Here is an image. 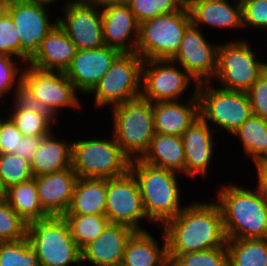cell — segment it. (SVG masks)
Segmentation results:
<instances>
[{
  "instance_id": "cell-1",
  "label": "cell",
  "mask_w": 267,
  "mask_h": 266,
  "mask_svg": "<svg viewBox=\"0 0 267 266\" xmlns=\"http://www.w3.org/2000/svg\"><path fill=\"white\" fill-rule=\"evenodd\" d=\"M168 261L183 253L226 246L222 212L215 202L195 201L163 226Z\"/></svg>"
},
{
  "instance_id": "cell-2",
  "label": "cell",
  "mask_w": 267,
  "mask_h": 266,
  "mask_svg": "<svg viewBox=\"0 0 267 266\" xmlns=\"http://www.w3.org/2000/svg\"><path fill=\"white\" fill-rule=\"evenodd\" d=\"M216 192L227 239H267V197L257 187L226 183Z\"/></svg>"
},
{
  "instance_id": "cell-3",
  "label": "cell",
  "mask_w": 267,
  "mask_h": 266,
  "mask_svg": "<svg viewBox=\"0 0 267 266\" xmlns=\"http://www.w3.org/2000/svg\"><path fill=\"white\" fill-rule=\"evenodd\" d=\"M130 171L137 179L142 205L152 224L163 226L186 206L181 203L179 173L150 166L140 159L131 161Z\"/></svg>"
},
{
  "instance_id": "cell-4",
  "label": "cell",
  "mask_w": 267,
  "mask_h": 266,
  "mask_svg": "<svg viewBox=\"0 0 267 266\" xmlns=\"http://www.w3.org/2000/svg\"><path fill=\"white\" fill-rule=\"evenodd\" d=\"M111 110L116 143L131 161L141 159L155 135L153 103L139 97Z\"/></svg>"
},
{
  "instance_id": "cell-5",
  "label": "cell",
  "mask_w": 267,
  "mask_h": 266,
  "mask_svg": "<svg viewBox=\"0 0 267 266\" xmlns=\"http://www.w3.org/2000/svg\"><path fill=\"white\" fill-rule=\"evenodd\" d=\"M112 138L72 141V169L79 178L109 179L126 174L131 160Z\"/></svg>"
},
{
  "instance_id": "cell-6",
  "label": "cell",
  "mask_w": 267,
  "mask_h": 266,
  "mask_svg": "<svg viewBox=\"0 0 267 266\" xmlns=\"http://www.w3.org/2000/svg\"><path fill=\"white\" fill-rule=\"evenodd\" d=\"M26 237L38 256L40 266H82L81 250L62 216L28 223Z\"/></svg>"
},
{
  "instance_id": "cell-7",
  "label": "cell",
  "mask_w": 267,
  "mask_h": 266,
  "mask_svg": "<svg viewBox=\"0 0 267 266\" xmlns=\"http://www.w3.org/2000/svg\"><path fill=\"white\" fill-rule=\"evenodd\" d=\"M213 83L198 84L199 116L209 126L214 125L212 129L220 128L222 134L225 130L232 135L252 115L248 95L243 91L211 87Z\"/></svg>"
},
{
  "instance_id": "cell-8",
  "label": "cell",
  "mask_w": 267,
  "mask_h": 266,
  "mask_svg": "<svg viewBox=\"0 0 267 266\" xmlns=\"http://www.w3.org/2000/svg\"><path fill=\"white\" fill-rule=\"evenodd\" d=\"M191 24L187 7L140 23L137 53L143 60L172 59Z\"/></svg>"
},
{
  "instance_id": "cell-9",
  "label": "cell",
  "mask_w": 267,
  "mask_h": 266,
  "mask_svg": "<svg viewBox=\"0 0 267 266\" xmlns=\"http://www.w3.org/2000/svg\"><path fill=\"white\" fill-rule=\"evenodd\" d=\"M247 41L237 38L219 43L214 79L220 88L246 92L267 69V62L258 60Z\"/></svg>"
},
{
  "instance_id": "cell-10",
  "label": "cell",
  "mask_w": 267,
  "mask_h": 266,
  "mask_svg": "<svg viewBox=\"0 0 267 266\" xmlns=\"http://www.w3.org/2000/svg\"><path fill=\"white\" fill-rule=\"evenodd\" d=\"M142 65L143 59L137 53H121L89 93L94 96L95 107L113 108L139 98Z\"/></svg>"
},
{
  "instance_id": "cell-11",
  "label": "cell",
  "mask_w": 267,
  "mask_h": 266,
  "mask_svg": "<svg viewBox=\"0 0 267 266\" xmlns=\"http://www.w3.org/2000/svg\"><path fill=\"white\" fill-rule=\"evenodd\" d=\"M180 67L171 59L143 60L140 97L151 103L182 101L189 84L198 87V83Z\"/></svg>"
},
{
  "instance_id": "cell-12",
  "label": "cell",
  "mask_w": 267,
  "mask_h": 266,
  "mask_svg": "<svg viewBox=\"0 0 267 266\" xmlns=\"http://www.w3.org/2000/svg\"><path fill=\"white\" fill-rule=\"evenodd\" d=\"M50 5L44 0L13 1L2 5L17 28L20 39V60L25 64H28L39 49L43 38L58 24L56 17L51 18Z\"/></svg>"
},
{
  "instance_id": "cell-13",
  "label": "cell",
  "mask_w": 267,
  "mask_h": 266,
  "mask_svg": "<svg viewBox=\"0 0 267 266\" xmlns=\"http://www.w3.org/2000/svg\"><path fill=\"white\" fill-rule=\"evenodd\" d=\"M109 223L121 224L134 231H145L141 220L151 223L144 211L137 179L129 170L126 174L107 179L106 211Z\"/></svg>"
},
{
  "instance_id": "cell-14",
  "label": "cell",
  "mask_w": 267,
  "mask_h": 266,
  "mask_svg": "<svg viewBox=\"0 0 267 266\" xmlns=\"http://www.w3.org/2000/svg\"><path fill=\"white\" fill-rule=\"evenodd\" d=\"M25 66L22 80L56 118L61 109L79 110L82 107L77 91L65 72L40 70L29 64Z\"/></svg>"
},
{
  "instance_id": "cell-15",
  "label": "cell",
  "mask_w": 267,
  "mask_h": 266,
  "mask_svg": "<svg viewBox=\"0 0 267 266\" xmlns=\"http://www.w3.org/2000/svg\"><path fill=\"white\" fill-rule=\"evenodd\" d=\"M63 16L58 25L75 44L77 50L96 49L105 46L101 8L94 1L63 4Z\"/></svg>"
},
{
  "instance_id": "cell-16",
  "label": "cell",
  "mask_w": 267,
  "mask_h": 266,
  "mask_svg": "<svg viewBox=\"0 0 267 266\" xmlns=\"http://www.w3.org/2000/svg\"><path fill=\"white\" fill-rule=\"evenodd\" d=\"M202 32V29L191 23L184 32L177 54L171 59L184 68L198 84L215 81L219 45L211 44Z\"/></svg>"
},
{
  "instance_id": "cell-17",
  "label": "cell",
  "mask_w": 267,
  "mask_h": 266,
  "mask_svg": "<svg viewBox=\"0 0 267 266\" xmlns=\"http://www.w3.org/2000/svg\"><path fill=\"white\" fill-rule=\"evenodd\" d=\"M120 54V51L108 46L77 50L70 67L65 72L66 77L78 93L88 95Z\"/></svg>"
},
{
  "instance_id": "cell-18",
  "label": "cell",
  "mask_w": 267,
  "mask_h": 266,
  "mask_svg": "<svg viewBox=\"0 0 267 266\" xmlns=\"http://www.w3.org/2000/svg\"><path fill=\"white\" fill-rule=\"evenodd\" d=\"M214 132L200 116L185 130L182 142L185 152V175L190 179L206 177L214 155ZM214 138V139H213ZM197 175V176H196Z\"/></svg>"
},
{
  "instance_id": "cell-19",
  "label": "cell",
  "mask_w": 267,
  "mask_h": 266,
  "mask_svg": "<svg viewBox=\"0 0 267 266\" xmlns=\"http://www.w3.org/2000/svg\"><path fill=\"white\" fill-rule=\"evenodd\" d=\"M105 46L121 53H135L140 23L128 5L101 8Z\"/></svg>"
},
{
  "instance_id": "cell-20",
  "label": "cell",
  "mask_w": 267,
  "mask_h": 266,
  "mask_svg": "<svg viewBox=\"0 0 267 266\" xmlns=\"http://www.w3.org/2000/svg\"><path fill=\"white\" fill-rule=\"evenodd\" d=\"M134 232L128 226L109 223L94 241L81 250L82 266L122 264L126 243Z\"/></svg>"
},
{
  "instance_id": "cell-21",
  "label": "cell",
  "mask_w": 267,
  "mask_h": 266,
  "mask_svg": "<svg viewBox=\"0 0 267 266\" xmlns=\"http://www.w3.org/2000/svg\"><path fill=\"white\" fill-rule=\"evenodd\" d=\"M33 178L42 209L50 217L65 215L79 178L72 167Z\"/></svg>"
},
{
  "instance_id": "cell-22",
  "label": "cell",
  "mask_w": 267,
  "mask_h": 266,
  "mask_svg": "<svg viewBox=\"0 0 267 266\" xmlns=\"http://www.w3.org/2000/svg\"><path fill=\"white\" fill-rule=\"evenodd\" d=\"M197 88L189 99L153 103L154 130L163 135L182 136L185 130L199 117Z\"/></svg>"
},
{
  "instance_id": "cell-23",
  "label": "cell",
  "mask_w": 267,
  "mask_h": 266,
  "mask_svg": "<svg viewBox=\"0 0 267 266\" xmlns=\"http://www.w3.org/2000/svg\"><path fill=\"white\" fill-rule=\"evenodd\" d=\"M76 51L75 44L56 24L43 38L39 49L30 58L28 64L40 70L66 72Z\"/></svg>"
},
{
  "instance_id": "cell-24",
  "label": "cell",
  "mask_w": 267,
  "mask_h": 266,
  "mask_svg": "<svg viewBox=\"0 0 267 266\" xmlns=\"http://www.w3.org/2000/svg\"><path fill=\"white\" fill-rule=\"evenodd\" d=\"M200 0L189 7L191 23L199 28L203 25L223 29H243L241 0ZM201 26V27H200Z\"/></svg>"
},
{
  "instance_id": "cell-25",
  "label": "cell",
  "mask_w": 267,
  "mask_h": 266,
  "mask_svg": "<svg viewBox=\"0 0 267 266\" xmlns=\"http://www.w3.org/2000/svg\"><path fill=\"white\" fill-rule=\"evenodd\" d=\"M160 246L151 232L135 231L126 243L122 264L124 266H165L168 262L167 241L162 229Z\"/></svg>"
},
{
  "instance_id": "cell-26",
  "label": "cell",
  "mask_w": 267,
  "mask_h": 266,
  "mask_svg": "<svg viewBox=\"0 0 267 266\" xmlns=\"http://www.w3.org/2000/svg\"><path fill=\"white\" fill-rule=\"evenodd\" d=\"M54 132L53 130L42 138L40 147L34 154L31 161L34 177L62 171L72 165V141L57 138Z\"/></svg>"
},
{
  "instance_id": "cell-27",
  "label": "cell",
  "mask_w": 267,
  "mask_h": 266,
  "mask_svg": "<svg viewBox=\"0 0 267 266\" xmlns=\"http://www.w3.org/2000/svg\"><path fill=\"white\" fill-rule=\"evenodd\" d=\"M140 160L150 166L185 175L182 136L155 133L147 152Z\"/></svg>"
},
{
  "instance_id": "cell-28",
  "label": "cell",
  "mask_w": 267,
  "mask_h": 266,
  "mask_svg": "<svg viewBox=\"0 0 267 266\" xmlns=\"http://www.w3.org/2000/svg\"><path fill=\"white\" fill-rule=\"evenodd\" d=\"M107 179L78 178L65 215H105Z\"/></svg>"
},
{
  "instance_id": "cell-29",
  "label": "cell",
  "mask_w": 267,
  "mask_h": 266,
  "mask_svg": "<svg viewBox=\"0 0 267 266\" xmlns=\"http://www.w3.org/2000/svg\"><path fill=\"white\" fill-rule=\"evenodd\" d=\"M4 199L27 223L50 217L42 209L34 178L8 187Z\"/></svg>"
},
{
  "instance_id": "cell-30",
  "label": "cell",
  "mask_w": 267,
  "mask_h": 266,
  "mask_svg": "<svg viewBox=\"0 0 267 266\" xmlns=\"http://www.w3.org/2000/svg\"><path fill=\"white\" fill-rule=\"evenodd\" d=\"M232 136L242 144L250 160L255 162L267 154V120L251 115Z\"/></svg>"
},
{
  "instance_id": "cell-31",
  "label": "cell",
  "mask_w": 267,
  "mask_h": 266,
  "mask_svg": "<svg viewBox=\"0 0 267 266\" xmlns=\"http://www.w3.org/2000/svg\"><path fill=\"white\" fill-rule=\"evenodd\" d=\"M229 266H267V239H227Z\"/></svg>"
},
{
  "instance_id": "cell-32",
  "label": "cell",
  "mask_w": 267,
  "mask_h": 266,
  "mask_svg": "<svg viewBox=\"0 0 267 266\" xmlns=\"http://www.w3.org/2000/svg\"><path fill=\"white\" fill-rule=\"evenodd\" d=\"M62 217L80 250L94 241L109 224L106 215H63Z\"/></svg>"
},
{
  "instance_id": "cell-33",
  "label": "cell",
  "mask_w": 267,
  "mask_h": 266,
  "mask_svg": "<svg viewBox=\"0 0 267 266\" xmlns=\"http://www.w3.org/2000/svg\"><path fill=\"white\" fill-rule=\"evenodd\" d=\"M0 266H40L38 256L28 238L0 242Z\"/></svg>"
},
{
  "instance_id": "cell-34",
  "label": "cell",
  "mask_w": 267,
  "mask_h": 266,
  "mask_svg": "<svg viewBox=\"0 0 267 266\" xmlns=\"http://www.w3.org/2000/svg\"><path fill=\"white\" fill-rule=\"evenodd\" d=\"M12 105L13 111L5 110L4 113L15 123L22 136H47L53 131V124L44 115L18 109L13 103Z\"/></svg>"
},
{
  "instance_id": "cell-35",
  "label": "cell",
  "mask_w": 267,
  "mask_h": 266,
  "mask_svg": "<svg viewBox=\"0 0 267 266\" xmlns=\"http://www.w3.org/2000/svg\"><path fill=\"white\" fill-rule=\"evenodd\" d=\"M33 177L30 162L13 153L0 154V183L5 190Z\"/></svg>"
},
{
  "instance_id": "cell-36",
  "label": "cell",
  "mask_w": 267,
  "mask_h": 266,
  "mask_svg": "<svg viewBox=\"0 0 267 266\" xmlns=\"http://www.w3.org/2000/svg\"><path fill=\"white\" fill-rule=\"evenodd\" d=\"M28 223L8 204L0 200V242H13L26 238Z\"/></svg>"
},
{
  "instance_id": "cell-37",
  "label": "cell",
  "mask_w": 267,
  "mask_h": 266,
  "mask_svg": "<svg viewBox=\"0 0 267 266\" xmlns=\"http://www.w3.org/2000/svg\"><path fill=\"white\" fill-rule=\"evenodd\" d=\"M129 8L139 23L180 10V0H132Z\"/></svg>"
},
{
  "instance_id": "cell-38",
  "label": "cell",
  "mask_w": 267,
  "mask_h": 266,
  "mask_svg": "<svg viewBox=\"0 0 267 266\" xmlns=\"http://www.w3.org/2000/svg\"><path fill=\"white\" fill-rule=\"evenodd\" d=\"M175 266H229L227 247L183 253L171 261Z\"/></svg>"
},
{
  "instance_id": "cell-39",
  "label": "cell",
  "mask_w": 267,
  "mask_h": 266,
  "mask_svg": "<svg viewBox=\"0 0 267 266\" xmlns=\"http://www.w3.org/2000/svg\"><path fill=\"white\" fill-rule=\"evenodd\" d=\"M20 62V63H19ZM25 63L22 60L8 55H0V99L10 95L17 85L22 81V71L20 67ZM21 68V69H20ZM21 71V72H20ZM20 72V73H19ZM8 93V94H7Z\"/></svg>"
},
{
  "instance_id": "cell-40",
  "label": "cell",
  "mask_w": 267,
  "mask_h": 266,
  "mask_svg": "<svg viewBox=\"0 0 267 266\" xmlns=\"http://www.w3.org/2000/svg\"><path fill=\"white\" fill-rule=\"evenodd\" d=\"M0 55L20 59V39L11 16L0 8Z\"/></svg>"
},
{
  "instance_id": "cell-41",
  "label": "cell",
  "mask_w": 267,
  "mask_h": 266,
  "mask_svg": "<svg viewBox=\"0 0 267 266\" xmlns=\"http://www.w3.org/2000/svg\"><path fill=\"white\" fill-rule=\"evenodd\" d=\"M14 94L12 102L18 109L44 115L52 124L57 122V118L33 95L32 90L23 80L15 88Z\"/></svg>"
},
{
  "instance_id": "cell-42",
  "label": "cell",
  "mask_w": 267,
  "mask_h": 266,
  "mask_svg": "<svg viewBox=\"0 0 267 266\" xmlns=\"http://www.w3.org/2000/svg\"><path fill=\"white\" fill-rule=\"evenodd\" d=\"M242 27L267 30V0H241ZM264 29V30H263Z\"/></svg>"
},
{
  "instance_id": "cell-43",
  "label": "cell",
  "mask_w": 267,
  "mask_h": 266,
  "mask_svg": "<svg viewBox=\"0 0 267 266\" xmlns=\"http://www.w3.org/2000/svg\"><path fill=\"white\" fill-rule=\"evenodd\" d=\"M252 115L267 120V69L246 91Z\"/></svg>"
},
{
  "instance_id": "cell-44",
  "label": "cell",
  "mask_w": 267,
  "mask_h": 266,
  "mask_svg": "<svg viewBox=\"0 0 267 266\" xmlns=\"http://www.w3.org/2000/svg\"><path fill=\"white\" fill-rule=\"evenodd\" d=\"M0 126V154H10L17 150L22 133L11 118L6 115Z\"/></svg>"
},
{
  "instance_id": "cell-45",
  "label": "cell",
  "mask_w": 267,
  "mask_h": 266,
  "mask_svg": "<svg viewBox=\"0 0 267 266\" xmlns=\"http://www.w3.org/2000/svg\"><path fill=\"white\" fill-rule=\"evenodd\" d=\"M44 136H22L17 150L13 154L20 156L31 163L34 154L39 149L41 140Z\"/></svg>"
},
{
  "instance_id": "cell-46",
  "label": "cell",
  "mask_w": 267,
  "mask_h": 266,
  "mask_svg": "<svg viewBox=\"0 0 267 266\" xmlns=\"http://www.w3.org/2000/svg\"><path fill=\"white\" fill-rule=\"evenodd\" d=\"M256 166V187L267 197V156H262L255 162Z\"/></svg>"
},
{
  "instance_id": "cell-47",
  "label": "cell",
  "mask_w": 267,
  "mask_h": 266,
  "mask_svg": "<svg viewBox=\"0 0 267 266\" xmlns=\"http://www.w3.org/2000/svg\"><path fill=\"white\" fill-rule=\"evenodd\" d=\"M132 0H94V2L100 7L105 8L109 6L117 5H129Z\"/></svg>"
},
{
  "instance_id": "cell-48",
  "label": "cell",
  "mask_w": 267,
  "mask_h": 266,
  "mask_svg": "<svg viewBox=\"0 0 267 266\" xmlns=\"http://www.w3.org/2000/svg\"><path fill=\"white\" fill-rule=\"evenodd\" d=\"M46 3H49V4H55L57 2H61V0H44ZM80 0H68L67 2L63 3V4H72V3H79Z\"/></svg>"
},
{
  "instance_id": "cell-49",
  "label": "cell",
  "mask_w": 267,
  "mask_h": 266,
  "mask_svg": "<svg viewBox=\"0 0 267 266\" xmlns=\"http://www.w3.org/2000/svg\"><path fill=\"white\" fill-rule=\"evenodd\" d=\"M180 1L184 7L188 8L192 3H195L200 0H180Z\"/></svg>"
},
{
  "instance_id": "cell-50",
  "label": "cell",
  "mask_w": 267,
  "mask_h": 266,
  "mask_svg": "<svg viewBox=\"0 0 267 266\" xmlns=\"http://www.w3.org/2000/svg\"><path fill=\"white\" fill-rule=\"evenodd\" d=\"M13 1H31V0H0V5L2 6L6 3L13 2Z\"/></svg>"
},
{
  "instance_id": "cell-51",
  "label": "cell",
  "mask_w": 267,
  "mask_h": 266,
  "mask_svg": "<svg viewBox=\"0 0 267 266\" xmlns=\"http://www.w3.org/2000/svg\"><path fill=\"white\" fill-rule=\"evenodd\" d=\"M5 197V189L1 186L0 183V200L4 199Z\"/></svg>"
},
{
  "instance_id": "cell-52",
  "label": "cell",
  "mask_w": 267,
  "mask_h": 266,
  "mask_svg": "<svg viewBox=\"0 0 267 266\" xmlns=\"http://www.w3.org/2000/svg\"><path fill=\"white\" fill-rule=\"evenodd\" d=\"M165 266H175L171 261H168Z\"/></svg>"
},
{
  "instance_id": "cell-53",
  "label": "cell",
  "mask_w": 267,
  "mask_h": 266,
  "mask_svg": "<svg viewBox=\"0 0 267 266\" xmlns=\"http://www.w3.org/2000/svg\"><path fill=\"white\" fill-rule=\"evenodd\" d=\"M1 115H2V114H1V112H0V126H1L2 122H3L4 119H5L4 117L2 118Z\"/></svg>"
},
{
  "instance_id": "cell-54",
  "label": "cell",
  "mask_w": 267,
  "mask_h": 266,
  "mask_svg": "<svg viewBox=\"0 0 267 266\" xmlns=\"http://www.w3.org/2000/svg\"><path fill=\"white\" fill-rule=\"evenodd\" d=\"M112 266H124L123 264H118V265H112Z\"/></svg>"
},
{
  "instance_id": "cell-55",
  "label": "cell",
  "mask_w": 267,
  "mask_h": 266,
  "mask_svg": "<svg viewBox=\"0 0 267 266\" xmlns=\"http://www.w3.org/2000/svg\"><path fill=\"white\" fill-rule=\"evenodd\" d=\"M82 1H94V0H80V2H82Z\"/></svg>"
}]
</instances>
